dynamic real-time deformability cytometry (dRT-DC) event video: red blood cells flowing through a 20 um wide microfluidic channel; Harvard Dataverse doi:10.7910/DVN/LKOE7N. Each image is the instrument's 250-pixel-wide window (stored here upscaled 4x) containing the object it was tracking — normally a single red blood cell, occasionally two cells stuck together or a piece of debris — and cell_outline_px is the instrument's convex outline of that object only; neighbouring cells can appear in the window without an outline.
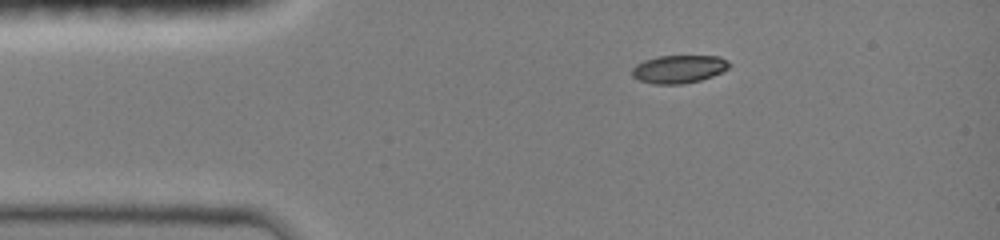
{"species": "common noctule bat (a hibernating species)", "species_latin": "Nyctalus noctula", "temperature_condition": "room temperature", "stored_images_in_passage": 48, "camera_frame_rate_fps": 3000, "um_per_image_px": 0.085, "animal": {"sex": "female", "body_mass_g": 19.0, "forearm_length_mm": 51.5}, "frame": {"image": 1, "passage_image": 1, "time_ms": 0.0, "image_size_px": [1000, 240], "cell_outline_px": [[732, 64], [728, 68], [712, 76], [700, 80], [680, 84], [652, 84], [640, 80], [632, 76], [632, 68], [636, 64], [644, 60], [656, 56], [720, 56], [728, 60]], "centroid_in_image_um": [57.7, 5.86], "position_along_channel_um": 27.3, "area_um2": 15.9}}
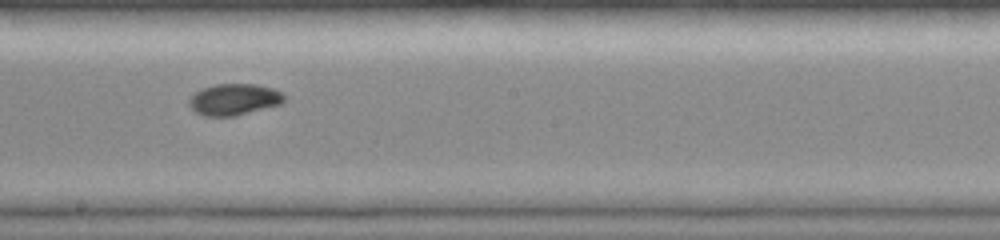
{"frame": {"image": 2, "passage_image": 17, "time_ms": 6.0, "image_size_px": [1000, 240], "cell_outline_px": [[284, 100], [280, 104], [236, 116], [204, 116], [196, 112], [188, 104], [188, 100], [196, 92], [204, 88], [216, 84], [256, 84], [272, 88], [280, 92], [284, 96]], "centroid_in_image_um": [19.88, 8.46], "position_along_channel_um": 228.3, "area_um2": 17.22}}
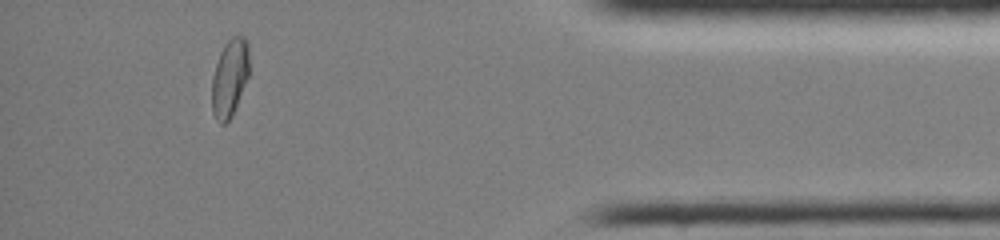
{"frame": {"image": 3, "passage_image": 39, "time_ms": 11.333, "image_size_px": [1000, 240], "cell_outline_px": [[248, 76], [232, 116], [224, 124], [220, 124], [216, 120], [212, 112], [212, 76], [220, 52], [224, 44], [232, 36], [244, 36], [248, 44]], "centroid_in_image_um": [19.51, 6.62], "position_along_channel_um": 415.7, "area_um2": 16.82}, "authors_computed_cell_mechanics": {"area_um2": 16.8776, "velocity_mm_per_s": 4.1187, "shape_relaxation_time_tau1_ms": 5.1618, "shape_relaxation_time_tau2_ms": 2.7881, "deformation_change_tau1": 0.1729, "deformation_change_tau2": 0.0421}}